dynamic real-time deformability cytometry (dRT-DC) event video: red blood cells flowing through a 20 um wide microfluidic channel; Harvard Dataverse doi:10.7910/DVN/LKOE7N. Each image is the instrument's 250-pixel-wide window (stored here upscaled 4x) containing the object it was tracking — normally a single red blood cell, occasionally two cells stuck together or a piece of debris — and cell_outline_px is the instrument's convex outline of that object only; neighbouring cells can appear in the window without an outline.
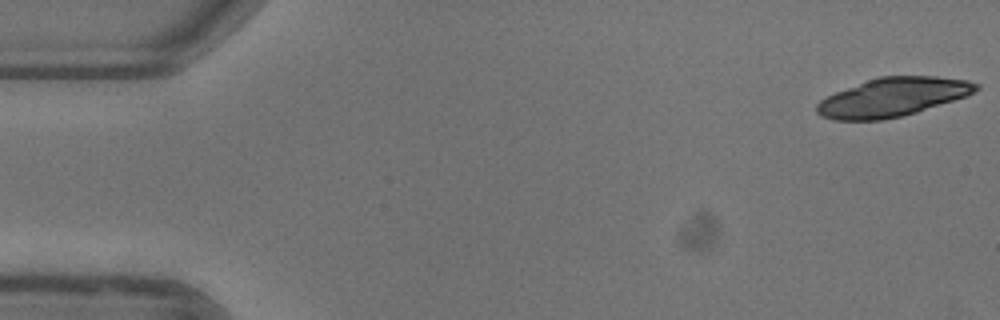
{"species": "common noctule bat (a hibernating species)", "species_latin": "Nyctalus noctula", "temperature_condition": "warm", "stored_images_in_passage": 17, "camera_frame_rate_fps": 3000, "um_per_image_px": 0.085, "animal": {"sex": "female"}, "frame": {"image": 1, "passage_image": 1, "time_ms": 0.0, "image_size_px": [1000, 320], "cell_outline_px": [[980, 88], [976, 92], [916, 112], [900, 116], [880, 120], [832, 120], [820, 116], [816, 112], [816, 104], [820, 100], [836, 92], [868, 80], [880, 76], [936, 76], [968, 80], [980, 84]], "centroid_in_image_um": [75.87, 8.26], "position_along_channel_um": 9.1, "area_um2": 35.6}}